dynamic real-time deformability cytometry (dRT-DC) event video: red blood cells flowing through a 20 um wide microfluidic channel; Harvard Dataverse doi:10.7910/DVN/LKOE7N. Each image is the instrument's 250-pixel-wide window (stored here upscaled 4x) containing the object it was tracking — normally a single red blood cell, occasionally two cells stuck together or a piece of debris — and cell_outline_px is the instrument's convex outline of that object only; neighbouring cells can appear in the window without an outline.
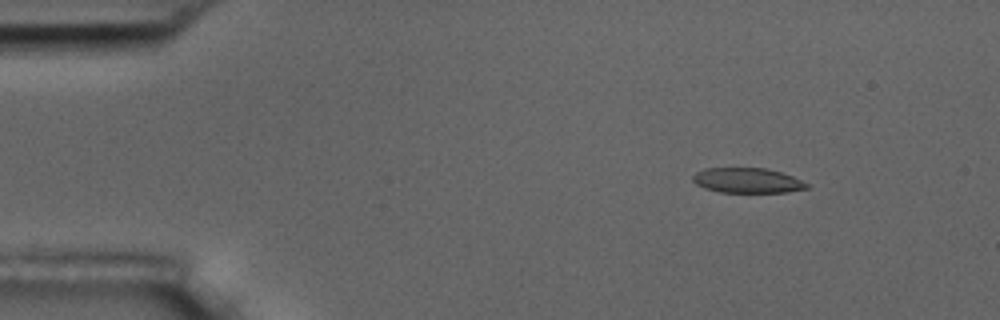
{"species": "common noctule bat (a hibernating species)", "species_latin": "Nyctalus noctula", "temperature_condition": "room temperature", "stored_images_in_passage": 9, "camera_frame_rate_fps": 3000, "um_per_image_px": 0.085, "animal": {"sex": "male", "body_mass_g": 17.5, "forearm_length_mm": 52.3}, "frame": {"image": 1, "passage_image": 3, "time_ms": 2.333, "image_size_px": [1000, 320], "cell_outline_px": [[808, 188], [788, 192], [720, 192], [704, 188], [696, 184], [692, 180], [692, 176], [696, 172], [704, 168], [764, 168], [780, 172], [792, 176], [808, 184]], "centroid_in_image_um": [63.49, 15.34], "position_along_channel_um": 21.5, "area_um2": 16.53}}
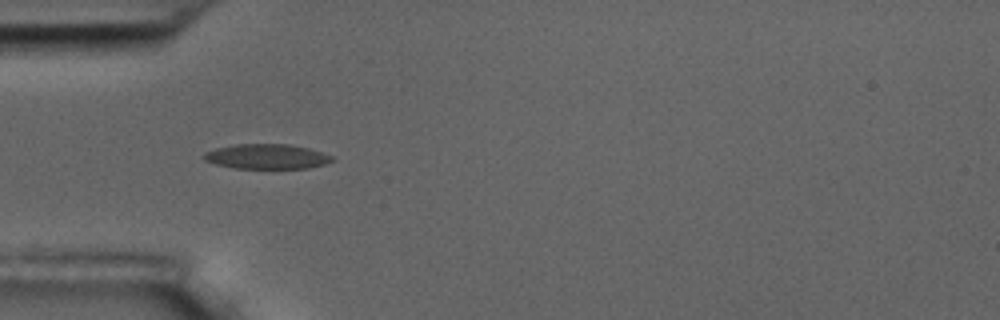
{"frame": {"image": 2, "passage_image": 6, "time_ms": 5.667, "image_size_px": [1000, 320], "cell_outline_px": [[332, 160], [324, 164], [308, 168], [236, 168], [216, 164], [204, 160], [204, 152], [216, 148], [236, 144], [292, 144], [308, 148], [332, 156]], "centroid_in_image_um": [22.65, 13.29], "position_along_channel_um": 62.4, "area_um2": 18.38}}
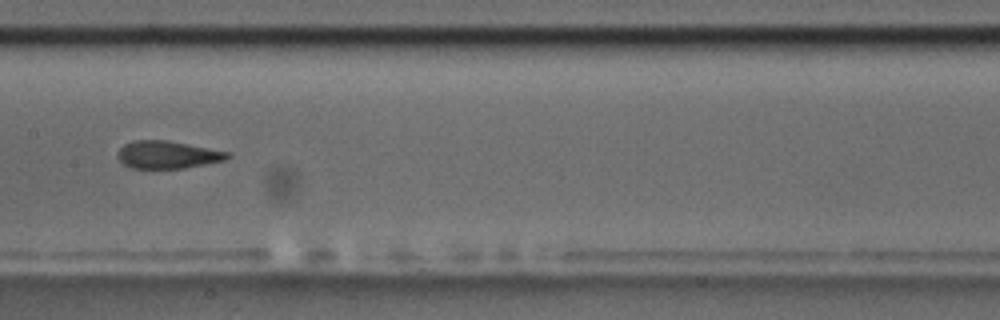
{"frame": {"image": 3, "passage_image": 9, "time_ms": 9.333, "image_size_px": [1000, 320], "cell_outline_px": [[232, 156], [224, 160], [184, 168], [132, 168], [124, 164], [116, 156], [116, 152], [124, 144], [132, 140], [168, 140], [232, 152]], "centroid_in_image_um": [14.25, 13.14], "position_along_channel_um": 193.2, "area_um2": 17.8}}